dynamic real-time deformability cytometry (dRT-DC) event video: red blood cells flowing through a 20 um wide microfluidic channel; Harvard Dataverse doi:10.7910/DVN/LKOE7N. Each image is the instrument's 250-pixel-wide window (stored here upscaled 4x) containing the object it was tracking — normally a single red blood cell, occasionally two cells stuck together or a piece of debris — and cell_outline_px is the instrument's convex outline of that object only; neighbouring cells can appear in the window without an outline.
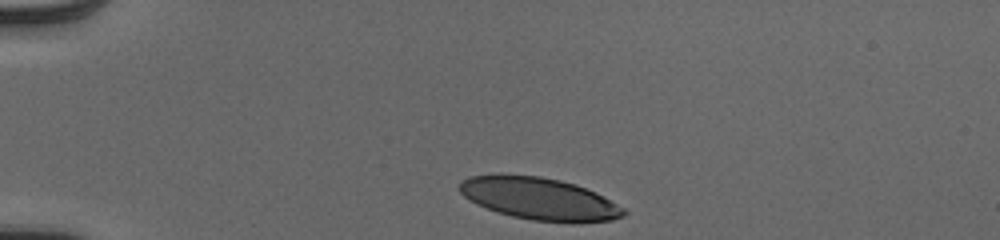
{"species": "human", "species_latin": "Homo sapiens", "temperature_condition": "cold", "stored_images_in_passage": 34, "camera_frame_rate_fps": 3000, "um_per_image_px": 0.085, "donor": {"sex": "male"}, "frame": {"image": 1, "passage_image": 1, "time_ms": 0.0, "image_size_px": [1000, 240], "cell_outline_px": [[628, 212], [624, 216], [612, 220], [580, 224], [572, 224], [532, 220], [512, 216], [476, 204], [464, 196], [460, 192], [460, 184], [468, 176], [500, 172], [540, 176], [560, 180], [576, 184], [596, 192], [624, 208]], "centroid_in_image_um": [45.87, 16.88], "position_along_channel_um": 39.1, "area_um2": 41.21}}
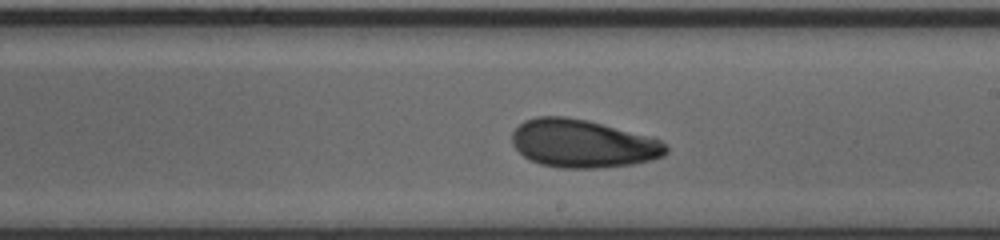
{"frame": {"image": 2, "passage_image": 20, "time_ms": 6.333, "image_size_px": [1000, 240], "cell_outline_px": [[668, 152], [664, 156], [652, 160], [632, 164], [600, 168], [560, 168], [540, 164], [524, 156], [512, 144], [512, 132], [524, 120], [536, 116], [564, 116], [588, 120], [652, 136], [660, 140], [668, 148]], "centroid_in_image_um": [49.56, 12.2], "position_along_channel_um": 239.4, "area_um2": 43.41}}
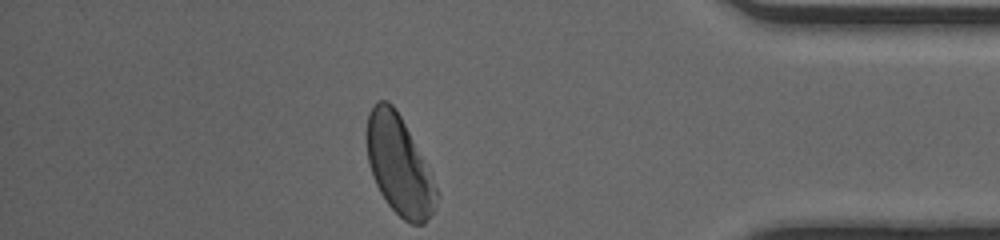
{"frame": {"image": 3, "passage_image": 34, "time_ms": 11.0, "image_size_px": [1000, 240], "cell_outline_px": [[440, 196], [436, 208], [428, 220], [424, 224], [412, 224], [404, 220], [388, 204], [380, 192], [372, 176], [368, 164], [368, 112], [376, 100], [388, 100], [396, 108]], "centroid_in_image_um": [33.91, 14.1], "position_along_channel_um": 401.3, "area_um2": 39.25}, "authors_computed_cell_mechanics": {"area_um2": 42.6853, "velocity_mm_per_s": 4.0529, "shape_relaxation_time_tau1_ms": 3.5081, "shape_relaxation_time_tau2_ms": 1.6942, "deformation_change_tau1": 0.14, "deformation_change_tau2": 0.0665}}